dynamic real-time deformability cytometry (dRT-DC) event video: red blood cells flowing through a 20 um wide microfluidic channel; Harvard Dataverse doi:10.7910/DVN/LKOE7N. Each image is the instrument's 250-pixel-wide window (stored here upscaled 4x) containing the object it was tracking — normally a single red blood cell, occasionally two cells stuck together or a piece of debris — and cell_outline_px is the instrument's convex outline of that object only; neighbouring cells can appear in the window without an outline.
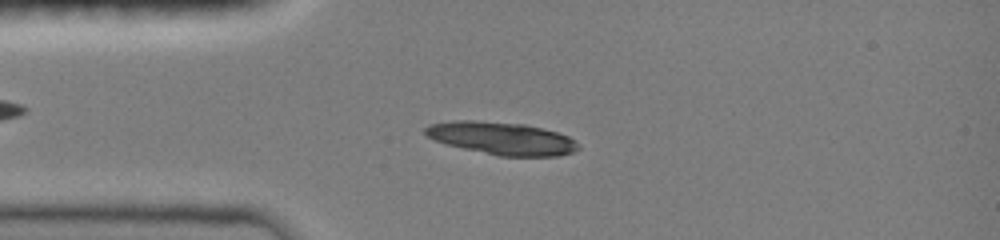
{"species": "common noctule bat (a hibernating species)", "species_latin": "Nyctalus noctula", "temperature_condition": "room temperature", "stored_images_in_passage": 4, "camera_frame_rate_fps": 3000, "um_per_image_px": 0.085, "animal": {"sex": "female", "body_mass_g": 19.0, "forearm_length_mm": 51.5}, "frame": {"image": 1, "passage_image": 3, "time_ms": 2.333, "image_size_px": [1000, 240], "cell_outline_px": [[580, 148], [572, 152], [560, 156], [496, 156], [444, 144], [428, 136], [424, 132], [424, 128], [428, 124], [452, 120], [476, 120], [524, 124], [556, 132], [568, 136], [580, 144]], "centroid_in_image_um": [42.62, 11.76], "position_along_channel_um": 42.4, "area_um2": 29.3}}